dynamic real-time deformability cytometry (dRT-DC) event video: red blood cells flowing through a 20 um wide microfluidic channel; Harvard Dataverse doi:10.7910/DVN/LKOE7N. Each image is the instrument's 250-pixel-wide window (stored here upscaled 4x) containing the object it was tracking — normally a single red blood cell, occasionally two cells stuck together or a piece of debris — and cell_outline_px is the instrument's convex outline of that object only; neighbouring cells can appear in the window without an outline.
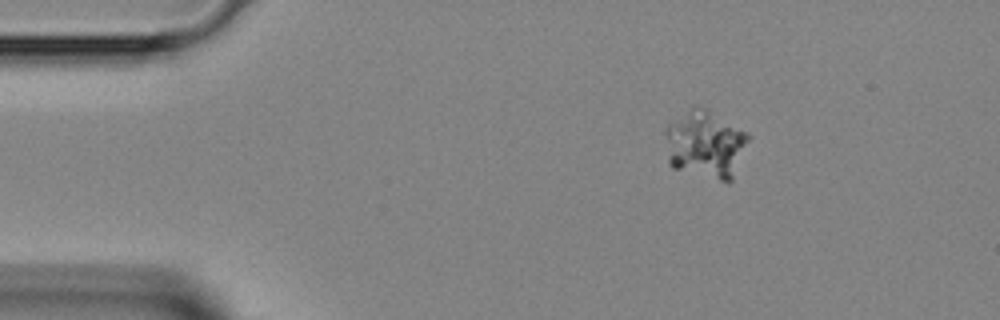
{"species": "Egyptian fruit bat (a non-hibernating species)", "species_latin": "Rousettus aegyptiacus", "temperature_condition": "room temperature", "stored_images_in_passage": 38, "camera_frame_rate_fps": 3000, "um_per_image_px": 0.085, "animal": {"sex": "female"}, "frame": {"image": 1, "passage_image": 1, "time_ms": 0.0, "image_size_px": [1000, 320], "cell_outline_px": [[752, 136], [732, 180], [728, 184], [672, 168], [668, 164], [664, 132], [668, 124], [692, 108], [708, 108], [748, 132]], "centroid_in_image_um": [59.99, 12.31], "position_along_channel_um": 25.0, "area_um2": 33.52}}
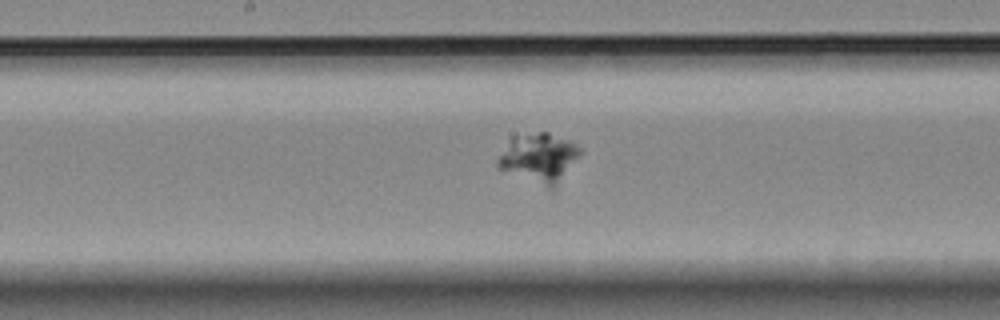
{"frame": {"image": 2, "passage_image": 17, "time_ms": 5.333, "image_size_px": [1000, 320], "cell_outline_px": [[580, 156], [556, 188], [548, 188], [496, 168], [496, 160], [512, 136], [540, 132], [548, 132], [568, 140], [576, 144], [580, 148]], "centroid_in_image_um": [45.81, 13.43], "position_along_channel_um": 202.4, "area_um2": 23.64}}
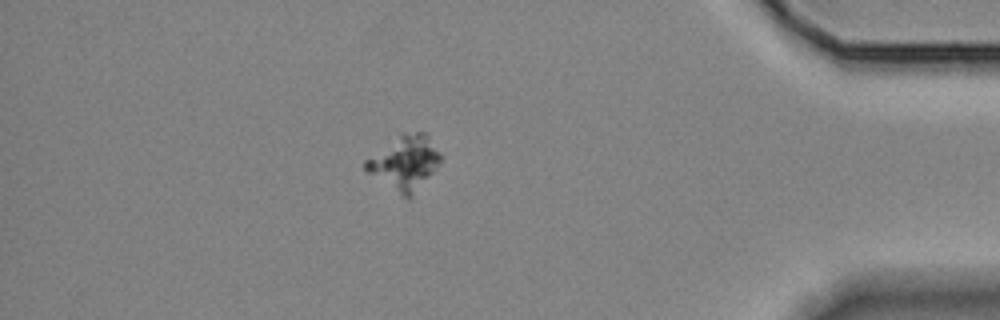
{"frame": {"image": 3, "passage_image": 33, "time_ms": 10.667, "image_size_px": [1000, 320], "cell_outline_px": [[444, 156], [436, 168], [412, 196], [408, 200], [368, 172], [364, 168], [364, 160], [400, 132], [428, 132]], "centroid_in_image_um": [34.43, 13.77], "position_along_channel_um": 400.8, "area_um2": 23.99}}